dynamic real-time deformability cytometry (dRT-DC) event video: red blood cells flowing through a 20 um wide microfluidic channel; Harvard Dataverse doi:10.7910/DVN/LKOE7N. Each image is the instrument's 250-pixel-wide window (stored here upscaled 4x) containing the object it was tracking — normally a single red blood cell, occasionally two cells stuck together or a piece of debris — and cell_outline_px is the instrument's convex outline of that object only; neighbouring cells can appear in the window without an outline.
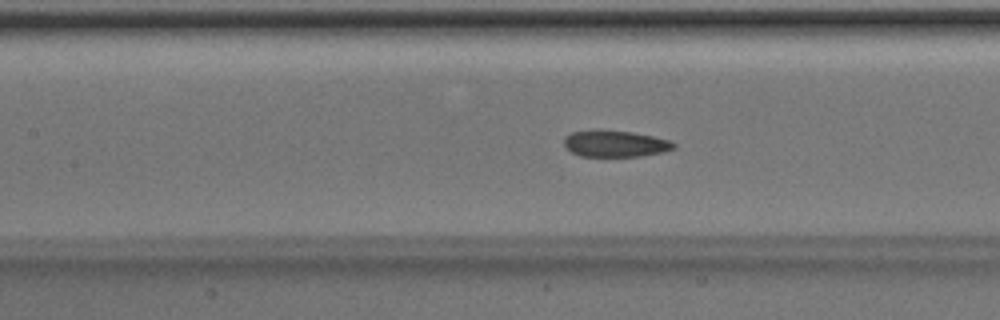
{"species": "Egyptian fruit bat (a non-hibernating species)", "species_latin": "Rousettus aegyptiacus", "temperature_condition": "room temperature", "stored_images_in_passage": 36, "camera_frame_rate_fps": 3000, "um_per_image_px": 0.085, "animal": {"sex": "male"}, "frame": {"image": 1, "passage_image": 8, "time_ms": 2.333, "image_size_px": [1000, 320], "cell_outline_px": [[676, 148], [664, 152], [640, 156], [580, 156], [572, 152], [564, 144], [564, 136], [572, 132], [596, 128], [600, 128], [632, 132], [672, 140], [676, 144]], "centroid_in_image_um": [52.3, 12.18], "position_along_channel_um": 155.1, "area_um2": 17.34}}
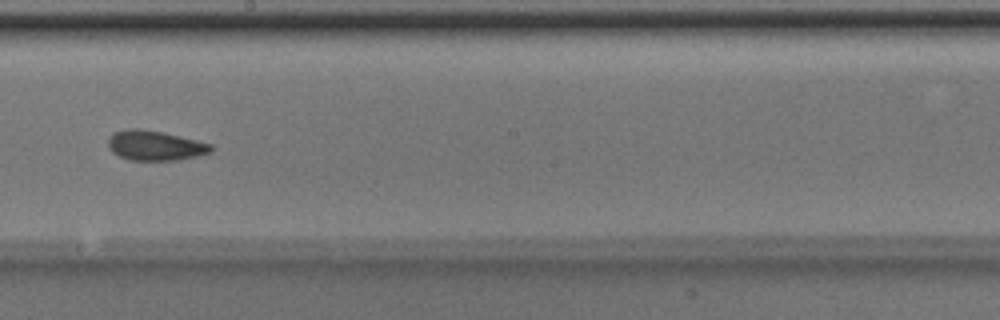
{"frame": {"image": 2, "passage_image": 14, "time_ms": 4.333, "image_size_px": [1000, 320], "cell_outline_px": [[212, 152], [180, 160], [128, 160], [112, 152], [108, 148], [108, 136], [112, 132], [128, 128], [136, 128], [160, 132], [196, 140], [212, 144]], "centroid_in_image_um": [13.13, 12.37], "position_along_channel_um": 235.1, "area_um2": 17.92}}
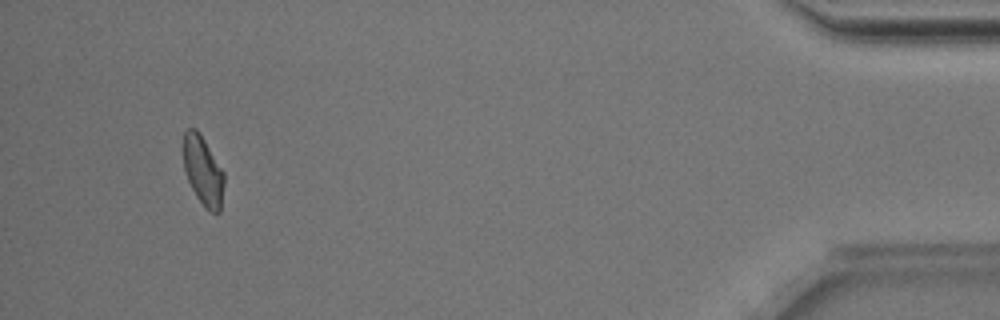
{"frame": {"image": 3, "passage_image": 33, "time_ms": 10.667, "image_size_px": [1000, 320], "cell_outline_px": [[224, 184], [220, 212], [212, 212], [204, 208], [196, 196], [188, 180], [184, 168], [184, 132], [188, 128], [196, 128], [200, 132], [224, 172]], "centroid_in_image_um": [17.27, 14.52], "position_along_channel_um": 417.9, "area_um2": 16.42}, "authors_computed_cell_mechanics": {"area_um2": 17.1666, "velocity_mm_per_s": 4.0162, "shape_relaxation_time_tau1_ms": 4.1141, "shape_relaxation_time_tau2_ms": 2.8314, "deformation_change_tau1": 0.1168, "deformation_change_tau2": 0.1012}}